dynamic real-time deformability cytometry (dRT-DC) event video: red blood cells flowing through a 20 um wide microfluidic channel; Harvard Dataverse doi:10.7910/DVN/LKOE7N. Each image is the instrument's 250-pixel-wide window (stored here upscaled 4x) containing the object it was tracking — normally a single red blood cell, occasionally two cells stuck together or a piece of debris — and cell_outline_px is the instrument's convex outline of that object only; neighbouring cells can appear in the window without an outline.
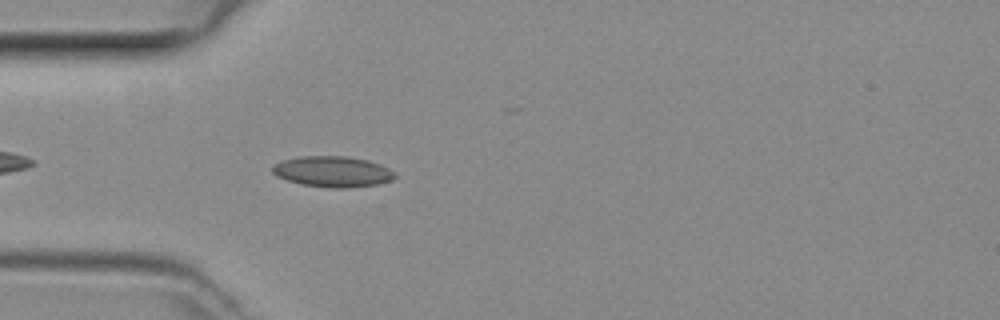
{"species": "common noctule bat (a hibernating species)", "species_latin": "Nyctalus noctula", "temperature_condition": "room temperature", "stored_images_in_passage": 33, "camera_frame_rate_fps": 3000, "um_per_image_px": 0.085, "animal": {"sex": "female", "body_mass_g": 29.2, "forearm_length_mm": 56.3}, "frame": {"image": 1, "passage_image": 3, "time_ms": 0.667, "image_size_px": [1000, 320], "cell_outline_px": [[396, 176], [392, 180], [376, 184], [348, 188], [328, 188], [300, 184], [276, 176], [272, 172], [272, 164], [284, 160], [300, 156], [344, 156], [368, 160], [380, 164], [396, 172]], "centroid_in_image_um": [28.27, 14.59], "position_along_channel_um": 56.7, "area_um2": 22.08}}
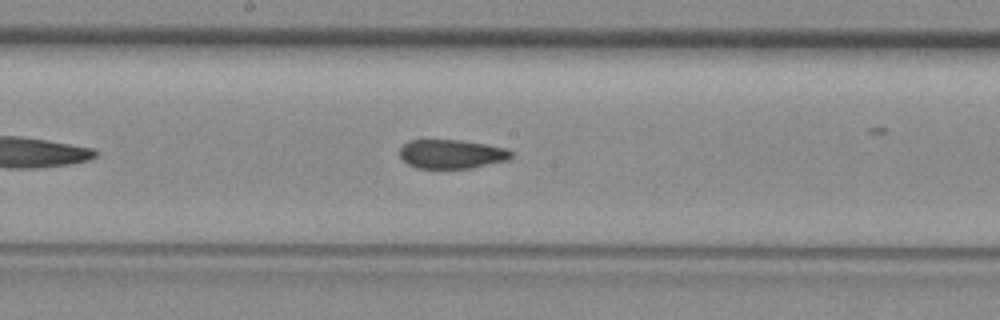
{"frame": {"image": 2, "passage_image": 14, "time_ms": 4.333, "image_size_px": [1000, 320], "cell_outline_px": [[512, 156], [508, 160], [472, 168], [416, 168], [408, 164], [400, 156], [400, 148], [408, 140], [460, 140], [508, 148], [512, 152]], "centroid_in_image_um": [38.39, 13.09], "position_along_channel_um": 209.8, "area_um2": 18.84}}
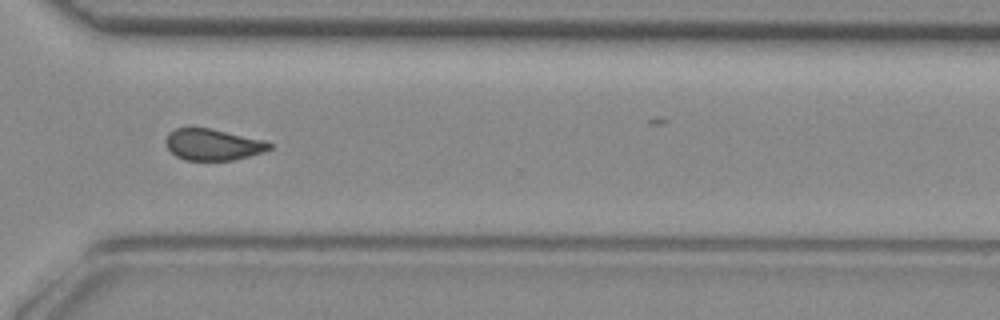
{"frame": {"image": 3, "passage_image": 24, "time_ms": 7.667, "image_size_px": [1000, 320], "cell_outline_px": [[272, 148], [264, 152], [232, 160], [184, 160], [176, 156], [168, 148], [164, 140], [168, 132], [176, 128], [212, 128], [264, 140], [272, 144]], "centroid_in_image_um": [18.09, 12.28], "position_along_channel_um": 352.5, "area_um2": 19.02}}